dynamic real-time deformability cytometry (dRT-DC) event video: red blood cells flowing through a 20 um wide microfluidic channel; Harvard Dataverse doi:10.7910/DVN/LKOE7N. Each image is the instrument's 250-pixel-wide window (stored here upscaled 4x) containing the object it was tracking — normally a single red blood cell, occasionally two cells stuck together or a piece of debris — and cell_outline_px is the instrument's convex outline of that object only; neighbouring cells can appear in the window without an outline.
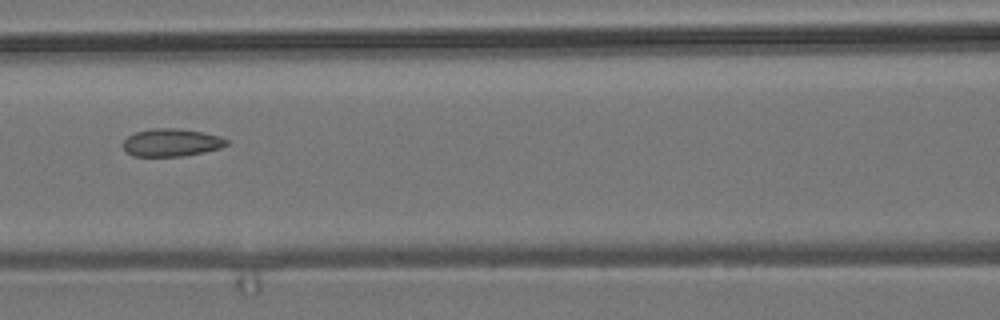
{"species": "common noctule bat (a hibernating species)", "species_latin": "Nyctalus noctula", "temperature_condition": "room temperature", "stored_images_in_passage": 6, "camera_frame_rate_fps": 3000, "um_per_image_px": 0.085, "animal": {"sex": "male", "body_mass_g": 19.2, "forearm_length_mm": 51.8}, "frame": {"image": 1, "passage_image": 3, "time_ms": 2.333, "image_size_px": [1000, 320], "cell_outline_px": [[228, 144], [220, 148], [204, 152], [184, 156], [132, 156], [124, 148], [124, 140], [128, 136], [136, 132], [152, 128], [176, 128], [200, 132], [220, 136], [228, 140]], "centroid_in_image_um": [14.58, 12.12], "position_along_channel_um": 152.0, "area_um2": 16.59}}
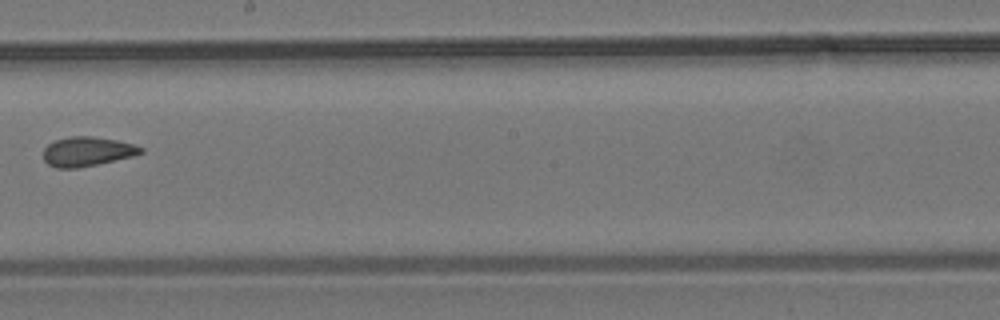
{"frame": {"image": 2, "passage_image": 5, "time_ms": 4.667, "image_size_px": [1000, 320], "cell_outline_px": [[144, 152], [132, 156], [96, 164], [76, 168], [56, 168], [48, 164], [44, 160], [44, 148], [52, 140], [68, 136], [92, 136], [116, 140], [132, 144], [144, 148]], "centroid_in_image_um": [7.37, 12.86], "position_along_channel_um": 240.8, "area_um2": 16.65}}
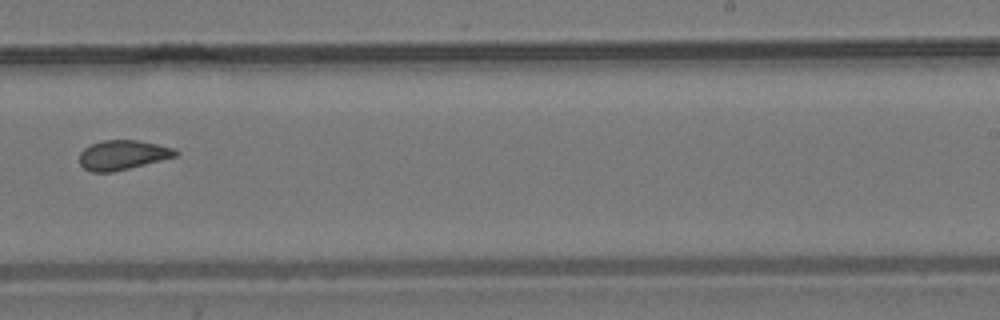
{"frame": {"image": 3, "passage_image": 6, "time_ms": 5.667, "image_size_px": [1000, 320], "cell_outline_px": [[180, 152], [176, 156], [112, 172], [92, 172], [84, 168], [80, 164], [80, 152], [84, 148], [92, 144], [104, 140], [136, 140], [176, 148]], "centroid_in_image_um": [10.43, 13.17], "position_along_channel_um": 278.6, "area_um2": 16.36}}